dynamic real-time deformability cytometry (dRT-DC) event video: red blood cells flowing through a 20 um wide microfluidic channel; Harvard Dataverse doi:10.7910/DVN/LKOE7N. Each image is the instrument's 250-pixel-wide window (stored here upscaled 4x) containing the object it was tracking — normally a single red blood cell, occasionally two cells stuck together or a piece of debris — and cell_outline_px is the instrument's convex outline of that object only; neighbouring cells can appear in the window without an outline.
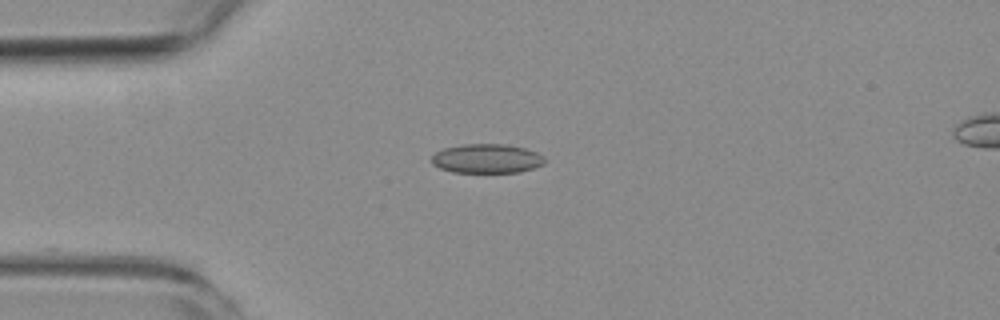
{"species": "common noctule bat (a hibernating species)", "species_latin": "Nyctalus noctula", "temperature_condition": "room temperature", "stored_images_in_passage": 43, "camera_frame_rate_fps": 3000, "um_per_image_px": 0.085, "animal": {"sex": "female", "body_mass_g": 19.3, "forearm_length_mm": 54.1}, "frame": {"image": 1, "passage_image": 1, "time_ms": 0.0, "image_size_px": [1000, 320], "cell_outline_px": [[544, 164], [520, 172], [452, 172], [440, 168], [432, 164], [432, 156], [436, 152], [444, 148], [464, 144], [508, 144], [524, 148], [536, 152], [544, 156]], "centroid_in_image_um": [41.37, 13.47], "position_along_channel_um": 43.6, "area_um2": 19.19}}
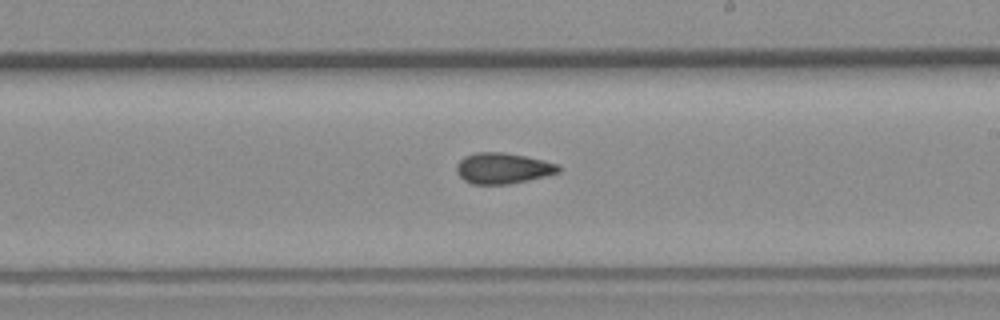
{"frame": {"image": 2, "passage_image": 19, "time_ms": 6.0, "image_size_px": [1000, 320], "cell_outline_px": [[560, 172], [528, 180], [508, 184], [472, 184], [464, 180], [456, 172], [456, 164], [464, 156], [476, 152], [504, 152], [544, 160], [560, 164]], "centroid_in_image_um": [42.73, 14.29], "position_along_channel_um": 246.3, "area_um2": 18.38}}
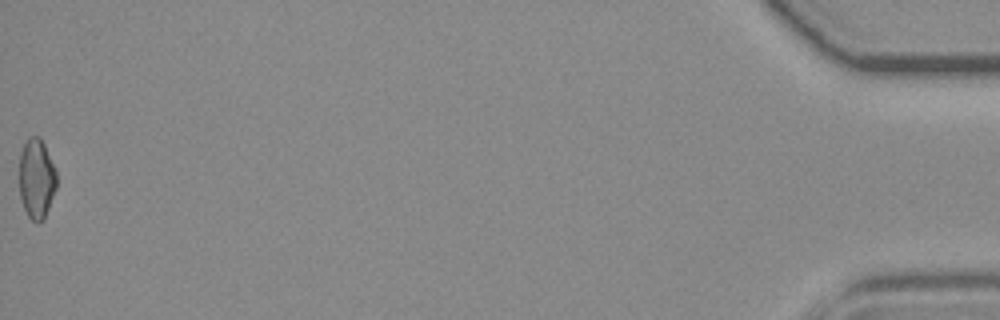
{"frame": {"image": 3, "passage_image": 43, "time_ms": 14.0, "image_size_px": [1000, 320], "cell_outline_px": [[56, 188], [44, 220], [40, 224], [36, 224], [28, 216], [20, 200], [20, 152], [28, 136], [40, 136], [56, 168]], "centroid_in_image_um": [3.11, 15.2], "position_along_channel_um": 432.1, "area_um2": 17.63}, "authors_computed_cell_mechanics": {"area_um2": 18.0914, "velocity_mm_per_s": 3.6877, "shape_relaxation_time_tau1_ms": null, "shape_relaxation_time_tau2_ms": 5.5414, "deformation_change_tau1": null, "deformation_change_tau2": 0.1192}}